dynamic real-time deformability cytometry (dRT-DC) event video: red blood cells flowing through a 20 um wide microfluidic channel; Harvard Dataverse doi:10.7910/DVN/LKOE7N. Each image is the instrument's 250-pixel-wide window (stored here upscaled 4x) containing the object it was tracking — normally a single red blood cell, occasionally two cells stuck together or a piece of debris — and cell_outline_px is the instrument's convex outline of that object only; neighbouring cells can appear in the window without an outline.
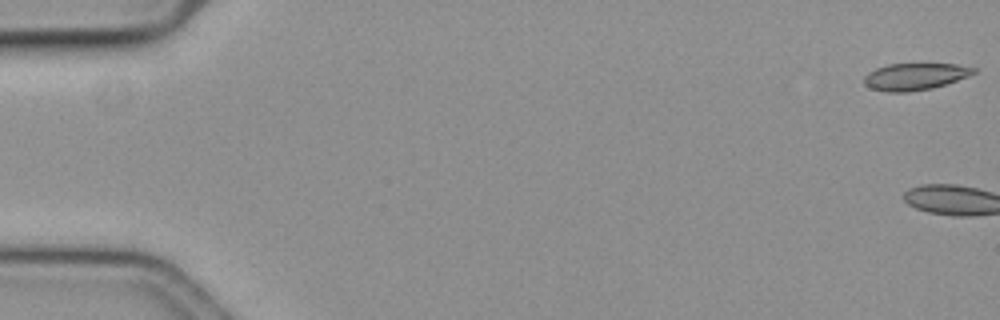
{"species": "common noctule bat (a hibernating species)", "species_latin": "Nyctalus noctula", "temperature_condition": "cold", "stored_images_in_passage": 3, "camera_frame_rate_fps": 3000, "um_per_image_px": 0.085, "animal": {"sex": "female", "body_mass_g": 19.3, "forearm_length_mm": 54.1}, "frame": {"image": 1, "passage_image": 1, "time_ms": 0.0, "image_size_px": [1000, 320], "cell_outline_px": [[976, 72], [968, 76], [932, 88], [908, 92], [888, 92], [872, 88], [864, 84], [864, 76], [868, 72], [876, 68], [888, 64], [956, 64], [976, 68]], "centroid_in_image_um": [77.75, 6.5], "position_along_channel_um": 7.2, "area_um2": 16.99}}